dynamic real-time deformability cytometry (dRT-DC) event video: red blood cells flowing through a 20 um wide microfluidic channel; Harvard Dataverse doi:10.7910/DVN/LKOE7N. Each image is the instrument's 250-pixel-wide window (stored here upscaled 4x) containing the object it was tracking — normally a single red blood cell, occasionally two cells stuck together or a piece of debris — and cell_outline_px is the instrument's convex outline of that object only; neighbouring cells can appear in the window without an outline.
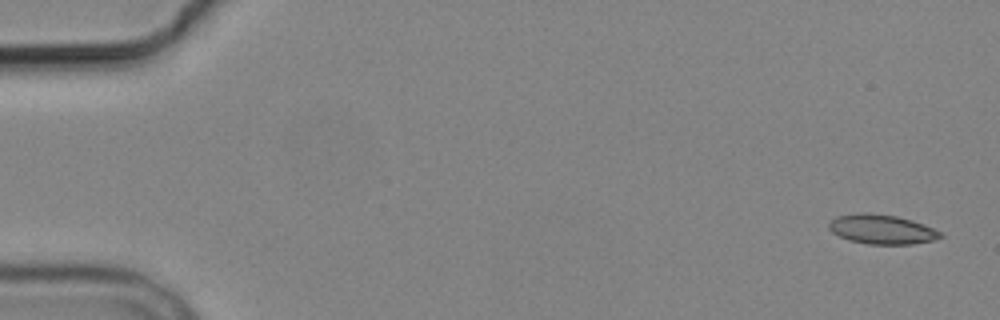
{"species": "common noctule bat (a hibernating species)", "species_latin": "Nyctalus noctula", "temperature_condition": "cold", "stored_images_in_passage": 7, "camera_frame_rate_fps": 3000, "um_per_image_px": 0.085, "animal": {"sex": "male", "body_mass_g": 19.2, "forearm_length_mm": 51.8}, "frame": {"image": 1, "passage_image": 1, "time_ms": 0.0, "image_size_px": [1000, 320], "cell_outline_px": [[944, 236], [932, 240], [912, 244], [868, 244], [848, 240], [832, 232], [828, 228], [828, 224], [836, 216], [864, 212], [896, 216], [912, 220], [944, 232]], "centroid_in_image_um": [74.97, 19.49], "position_along_channel_um": 10.0, "area_um2": 19.13}}
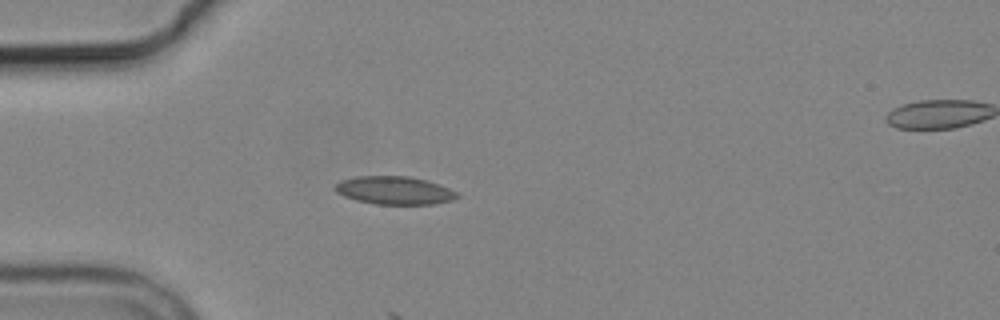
{"frame": {"image": 2, "passage_image": 5, "time_ms": 4.667, "image_size_px": [1000, 320], "cell_outline_px": [[460, 196], [452, 200], [436, 204], [376, 204], [356, 200], [344, 196], [336, 192], [332, 188], [340, 180], [356, 176], [408, 176], [440, 184], [456, 192]], "centroid_in_image_um": [33.5, 16.18], "position_along_channel_um": 51.5, "area_um2": 20.0}}